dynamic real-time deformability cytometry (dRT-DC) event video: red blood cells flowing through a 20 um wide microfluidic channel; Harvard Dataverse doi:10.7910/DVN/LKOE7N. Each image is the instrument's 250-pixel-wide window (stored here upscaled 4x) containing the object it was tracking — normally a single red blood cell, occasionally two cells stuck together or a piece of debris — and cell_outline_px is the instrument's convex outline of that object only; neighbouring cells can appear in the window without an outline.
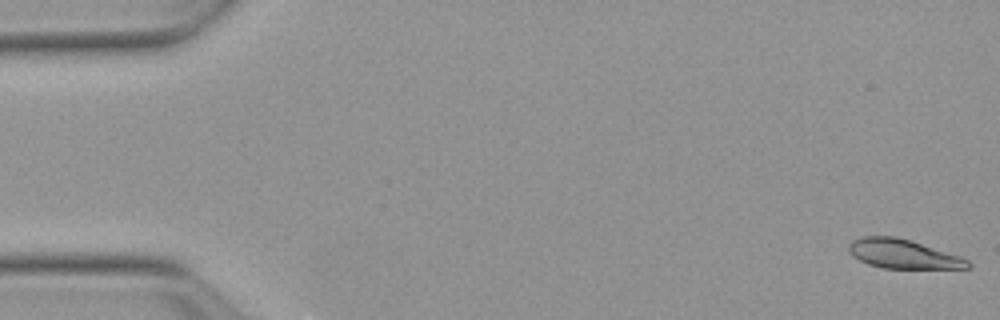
{"species": "Egyptian fruit bat (a non-hibernating species)", "species_latin": "Rousettus aegyptiacus", "temperature_condition": "warm", "stored_images_in_passage": 53, "camera_frame_rate_fps": 3000, "um_per_image_px": 0.085, "animal": {"sex": "female"}, "frame": {"image": 1, "passage_image": 1, "time_ms": 0.0, "image_size_px": [1000, 320], "cell_outline_px": [[972, 268], [880, 268], [868, 264], [852, 256], [848, 252], [848, 244], [852, 240], [864, 236], [896, 236], [960, 256], [968, 260], [972, 264]], "centroid_in_image_um": [76.73, 21.59], "position_along_channel_um": 8.3, "area_um2": 20.17}}
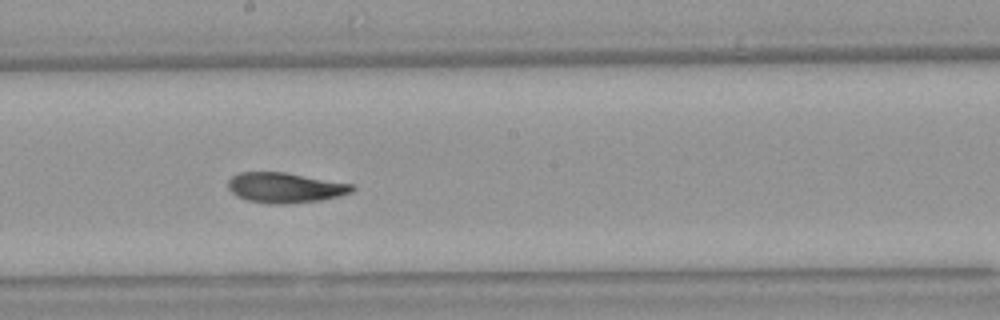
{"frame": {"image": 2, "passage_image": 29, "time_ms": 9.333, "image_size_px": [1000, 320], "cell_outline_px": [[356, 188], [352, 192], [340, 196], [320, 200], [288, 204], [268, 204], [248, 200], [236, 196], [228, 188], [228, 180], [232, 176], [240, 172], [284, 172], [352, 184]], "centroid_in_image_um": [24.23, 15.96], "position_along_channel_um": 224.0, "area_um2": 21.85}}
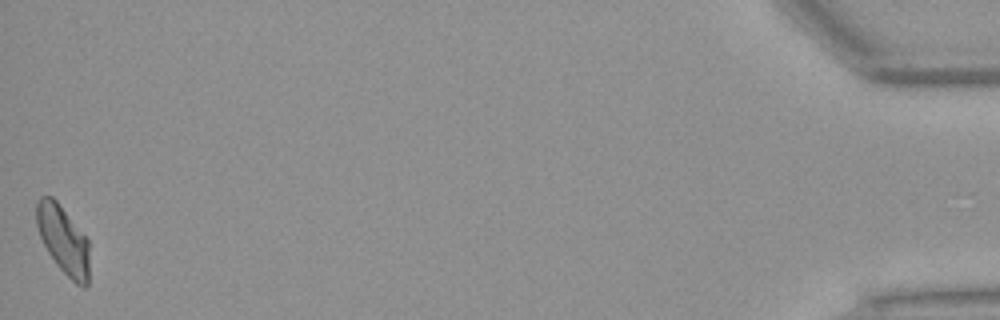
{"frame": {"image": 3, "passage_image": 53, "time_ms": 17.333, "image_size_px": [1000, 320], "cell_outline_px": [[88, 284], [84, 288], [76, 284], [56, 264], [48, 252], [40, 236], [36, 224], [36, 200], [40, 196], [52, 196], [56, 200], [88, 240]], "centroid_in_image_um": [5.35, 20.37], "position_along_channel_um": 429.8, "area_um2": 20.75}, "authors_computed_cell_mechanics": {"area_um2": 21.5594, "velocity_mm_per_s": 3.8194, "shape_relaxation_time_tau1_ms": 8.8259, "shape_relaxation_time_tau2_ms": 4.3809, "deformation_change_tau1": 0.2401, "deformation_change_tau2": 0.066}}